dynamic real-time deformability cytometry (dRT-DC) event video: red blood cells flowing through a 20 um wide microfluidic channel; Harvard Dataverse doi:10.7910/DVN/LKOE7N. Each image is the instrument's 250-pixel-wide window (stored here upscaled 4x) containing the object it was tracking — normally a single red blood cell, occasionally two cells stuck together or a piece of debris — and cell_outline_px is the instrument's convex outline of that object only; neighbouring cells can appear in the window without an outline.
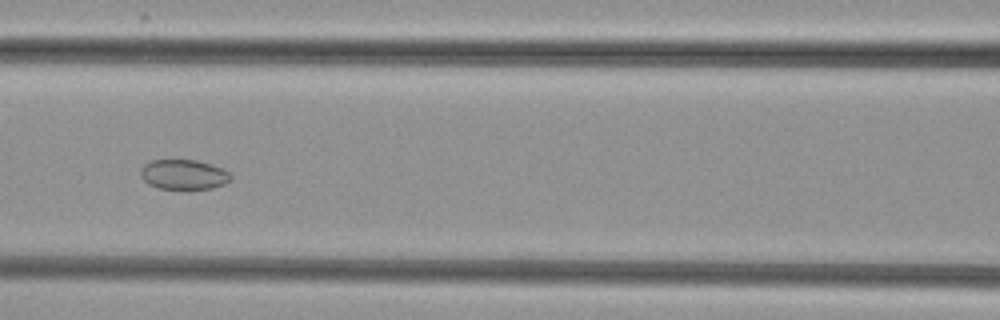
{"species": "common noctule bat (a hibernating species)", "species_latin": "Nyctalus noctula", "temperature_condition": "cold", "stored_images_in_passage": 7, "camera_frame_rate_fps": 3000, "um_per_image_px": 0.085, "animal": {"sex": "female", "body_mass_g": 29.2, "forearm_length_mm": 56.3}, "frame": {"image": 1, "passage_image": 7, "time_ms": 7.0, "image_size_px": [1000, 320], "cell_outline_px": [[232, 180], [224, 184], [212, 188], [188, 192], [184, 192], [156, 188], [148, 184], [140, 176], [140, 168], [144, 164], [152, 160], [196, 160], [212, 164], [228, 172], [232, 176]], "centroid_in_image_um": [15.6, 14.89], "position_along_channel_um": 151.0, "area_um2": 16.53}}